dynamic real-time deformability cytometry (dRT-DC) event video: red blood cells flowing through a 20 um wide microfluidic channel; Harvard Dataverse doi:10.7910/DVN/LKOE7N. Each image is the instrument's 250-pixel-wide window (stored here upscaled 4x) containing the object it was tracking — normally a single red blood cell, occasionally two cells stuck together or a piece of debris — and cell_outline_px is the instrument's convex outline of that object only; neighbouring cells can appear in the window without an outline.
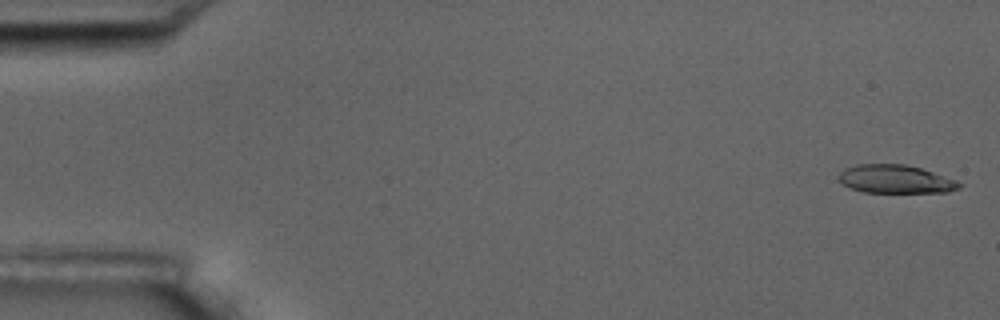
{"species": "common noctule bat (a hibernating species)", "species_latin": "Nyctalus noctula", "temperature_condition": "room temperature", "stored_images_in_passage": 17, "camera_frame_rate_fps": 3000, "um_per_image_px": 0.085, "animal": {"sex": "male", "body_mass_g": 17.5, "forearm_length_mm": 52.3}, "frame": {"image": 1, "passage_image": 1, "time_ms": 0.0, "image_size_px": [1000, 320], "cell_outline_px": [[960, 188], [948, 192], [864, 192], [852, 188], [844, 184], [836, 176], [844, 168], [856, 164], [904, 164], [920, 168], [956, 180], [960, 184]], "centroid_in_image_um": [76.08, 15.22], "position_along_channel_um": 8.9, "area_um2": 19.71}}
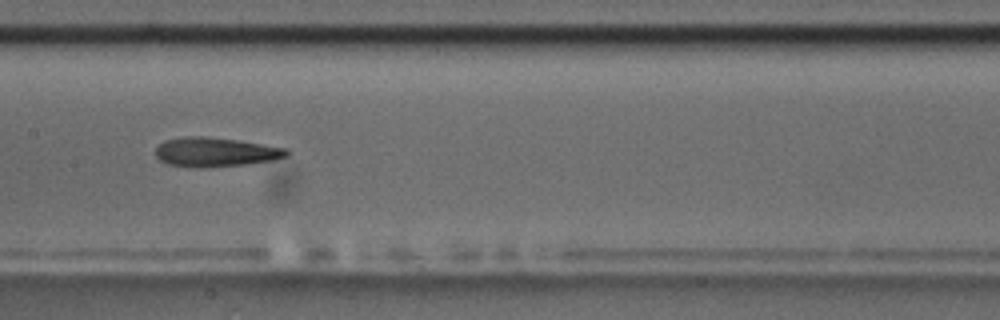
{"frame": {"image": 2, "passage_image": 9, "time_ms": 9.0, "image_size_px": [1000, 320], "cell_outline_px": [[292, 152], [288, 156], [272, 160], [244, 164], [200, 168], [168, 164], [160, 160], [156, 156], [156, 148], [164, 140], [184, 136], [204, 136], [240, 140], [288, 148]], "centroid_in_image_um": [18.35, 12.91], "position_along_channel_um": 189.1, "area_um2": 22.48}}
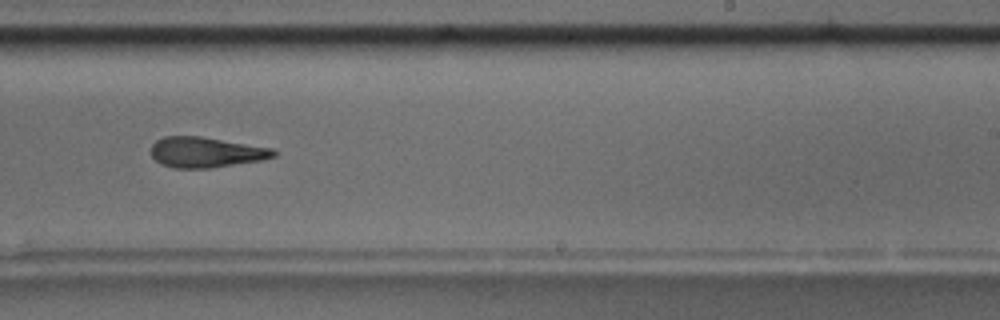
{"frame": {"image": 3, "passage_image": 11, "time_ms": 11.333, "image_size_px": [1000, 320], "cell_outline_px": [[276, 156], [264, 160], [208, 168], [172, 168], [160, 164], [152, 156], [152, 144], [156, 140], [164, 136], [200, 136], [272, 148], [276, 152]], "centroid_in_image_um": [17.5, 12.94], "position_along_channel_um": 271.5, "area_um2": 21.73}, "authors_computed_cell_mechanics": {"area_um2": 22.3686, "velocity_mm_per_s": 3.5429, "shape_relaxation_time_tau1_ms": 6.149, "shape_relaxation_time_tau2_ms": 3.456, "deformation_change_tau1": 0.1925, "deformation_change_tau2": 0.1464}}